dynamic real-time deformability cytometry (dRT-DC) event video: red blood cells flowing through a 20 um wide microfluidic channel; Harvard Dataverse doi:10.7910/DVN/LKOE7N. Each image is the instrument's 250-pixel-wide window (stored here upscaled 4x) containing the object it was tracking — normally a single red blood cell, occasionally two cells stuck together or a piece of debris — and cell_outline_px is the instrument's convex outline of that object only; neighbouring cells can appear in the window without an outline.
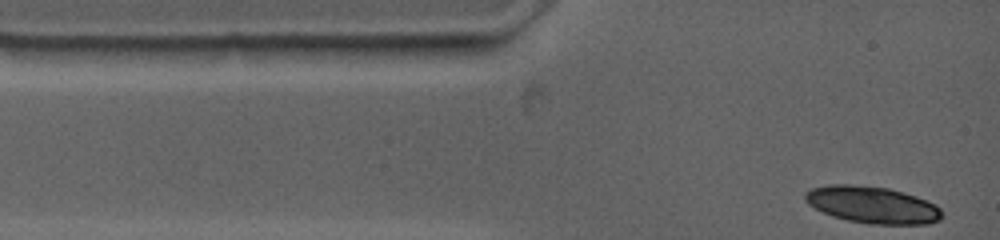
{"species": "common noctule bat (a hibernating species)", "species_latin": "Nyctalus noctula", "temperature_condition": "warm", "stored_images_in_passage": 4, "camera_frame_rate_fps": 4500, "um_per_image_px": 0.085, "animal": {"sex": "female", "body_mass_g": 19.0, "forearm_length_mm": 53.3}, "frame": {"image": 1, "passage_image": 1, "time_ms": 0.0, "image_size_px": [1000, 240], "cell_outline_px": [[944, 216], [940, 220], [928, 224], [868, 224], [848, 220], [832, 216], [808, 204], [804, 200], [804, 192], [812, 188], [832, 184], [844, 184], [888, 188], [916, 196], [928, 200], [936, 204], [944, 212]], "centroid_in_image_um": [74.19, 17.42], "position_along_channel_um": 10.8, "area_um2": 29.54}}